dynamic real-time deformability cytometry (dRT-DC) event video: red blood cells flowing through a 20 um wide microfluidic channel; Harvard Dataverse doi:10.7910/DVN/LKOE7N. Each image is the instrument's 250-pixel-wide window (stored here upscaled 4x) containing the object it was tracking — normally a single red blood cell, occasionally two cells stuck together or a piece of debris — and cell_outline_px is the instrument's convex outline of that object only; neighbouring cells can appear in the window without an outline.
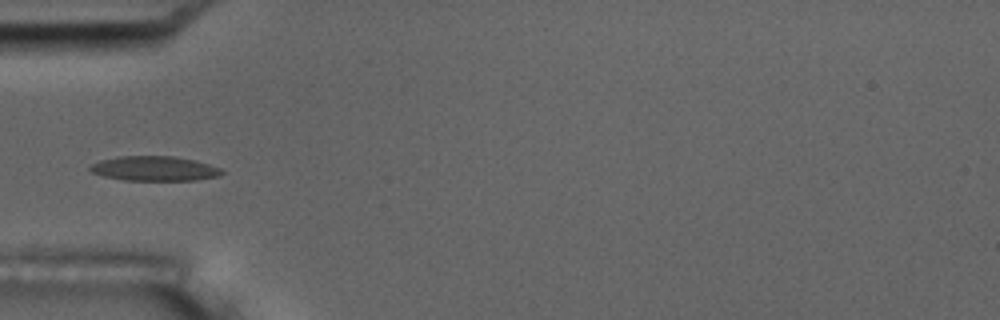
{"species": "common noctule bat (a hibernating species)", "species_latin": "Nyctalus noctula", "temperature_condition": "room temperature", "stored_images_in_passage": 5, "camera_frame_rate_fps": 3000, "um_per_image_px": 0.085, "animal": {"sex": "male", "body_mass_g": 17.5, "forearm_length_mm": 52.3}, "frame": {"image": 1, "passage_image": 5, "time_ms": 1.333, "image_size_px": [1000, 320], "cell_outline_px": [[224, 172], [220, 176], [196, 180], [124, 180], [104, 176], [92, 172], [88, 168], [92, 164], [100, 160], [120, 156], [172, 156], [196, 160], [220, 168]], "centroid_in_image_um": [13.14, 14.32], "position_along_channel_um": 71.9, "area_um2": 18.9}}